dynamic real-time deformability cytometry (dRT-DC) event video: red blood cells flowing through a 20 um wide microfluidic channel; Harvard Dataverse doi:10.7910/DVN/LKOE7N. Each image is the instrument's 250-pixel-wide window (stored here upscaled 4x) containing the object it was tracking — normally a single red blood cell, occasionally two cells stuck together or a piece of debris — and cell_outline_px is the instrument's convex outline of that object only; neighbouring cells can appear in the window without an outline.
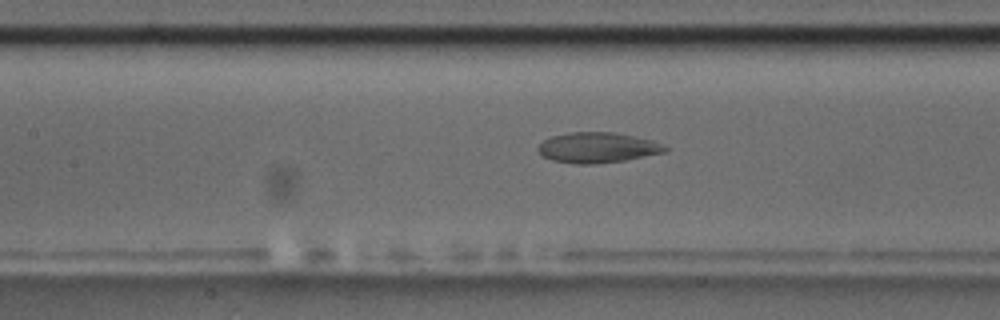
{"species": "common noctule bat (a hibernating species)", "species_latin": "Nyctalus noctula", "temperature_condition": "room temperature", "stored_images_in_passage": 56, "camera_frame_rate_fps": 3000, "um_per_image_px": 0.085, "animal": {"sex": "male", "body_mass_g": 17.5, "forearm_length_mm": 52.3}, "frame": {"image": 1, "passage_image": 25, "time_ms": 8.0, "image_size_px": [1000, 320], "cell_outline_px": [[668, 152], [624, 160], [596, 164], [576, 164], [552, 160], [544, 156], [536, 148], [548, 136], [568, 132], [616, 132], [636, 136], [652, 140], [668, 148]], "centroid_in_image_um": [50.79, 12.54], "position_along_channel_um": 156.6, "area_um2": 22.66}}
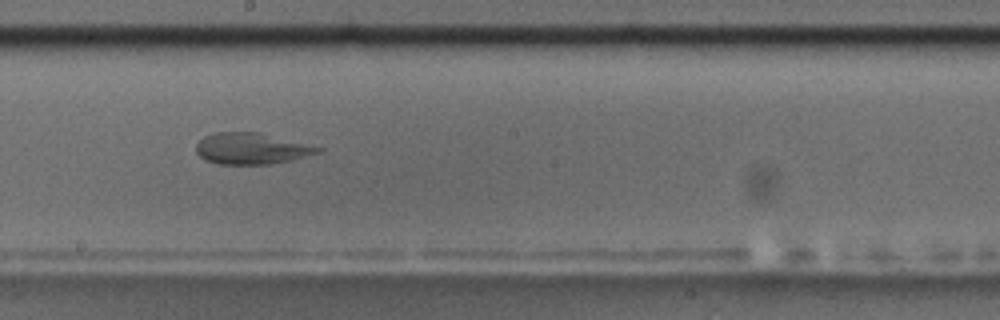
{"frame": {"image": 2, "passage_image": 31, "time_ms": 10.0, "image_size_px": [1000, 320], "cell_outline_px": [[324, 148], [320, 152], [292, 160], [268, 164], [216, 164], [204, 160], [196, 152], [196, 144], [204, 136], [216, 132], [260, 132]], "centroid_in_image_um": [21.35, 12.63], "position_along_channel_um": 226.8, "area_um2": 22.25}}
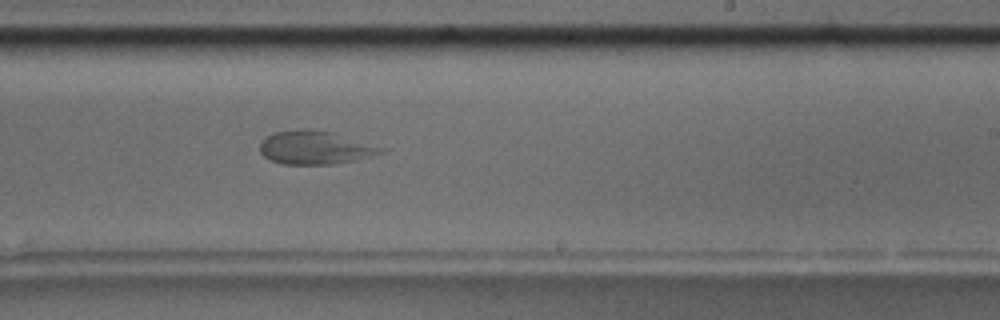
{"frame": {"image": 3, "passage_image": 34, "time_ms": 11.0, "image_size_px": [1000, 320], "cell_outline_px": [[388, 148], [384, 152], [372, 156], [332, 164], [284, 164], [272, 160], [264, 156], [260, 152], [260, 144], [264, 136], [272, 132], [304, 128], [332, 132]], "centroid_in_image_um": [26.78, 12.53], "position_along_channel_um": 262.2, "area_um2": 23.64}}